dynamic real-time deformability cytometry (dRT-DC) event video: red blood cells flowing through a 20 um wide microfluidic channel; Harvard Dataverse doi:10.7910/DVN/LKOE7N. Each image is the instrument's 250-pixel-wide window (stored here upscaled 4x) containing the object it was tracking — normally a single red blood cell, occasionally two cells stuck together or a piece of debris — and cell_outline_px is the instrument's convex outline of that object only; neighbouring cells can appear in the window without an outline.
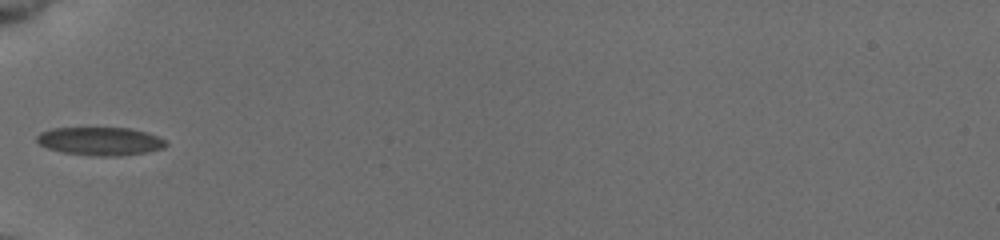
{"species": "common noctule bat (a hibernating species)", "species_latin": "Nyctalus noctula", "temperature_condition": "cold", "stored_images_in_passage": 34, "camera_frame_rate_fps": 3000, "um_per_image_px": 0.085, "animal": {"sex": "female", "body_mass_g": 19.5, "forearm_length_mm": 54.1}, "frame": {"image": 1, "passage_image": 1, "time_ms": 0.0, "image_size_px": [1000, 240], "cell_outline_px": [[168, 144], [164, 148], [144, 152], [120, 156], [96, 156], [64, 152], [48, 148], [40, 144], [36, 140], [36, 136], [40, 132], [52, 128], [128, 128], [144, 132], [156, 136], [164, 140]], "centroid_in_image_um": [8.49, 12.0], "position_along_channel_um": 76.5, "area_um2": 20.98}}
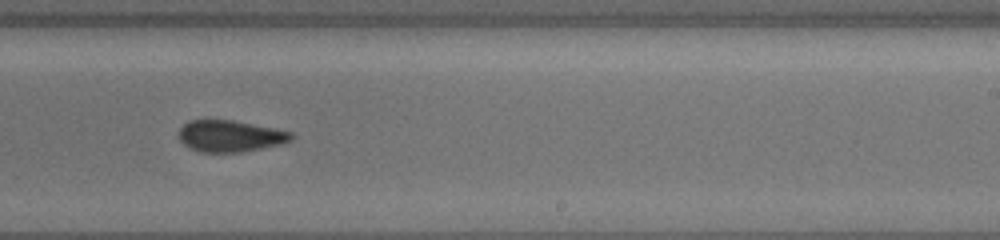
{"frame": {"image": 2, "passage_image": 16, "time_ms": 5.0, "image_size_px": [1000, 240], "cell_outline_px": [[292, 140], [280, 144], [244, 152], [200, 152], [188, 148], [176, 136], [180, 128], [184, 124], [192, 120], [232, 120], [292, 132]], "centroid_in_image_um": [19.51, 11.57], "position_along_channel_um": 269.5, "area_um2": 20.63}}
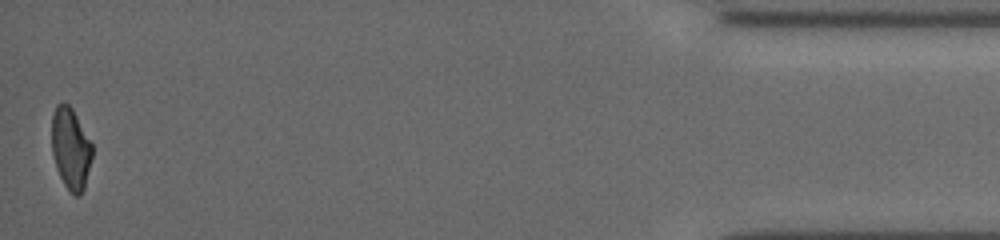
{"frame": {"image": 3, "passage_image": 34, "time_ms": 11.0, "image_size_px": [1000, 240], "cell_outline_px": [[92, 156], [84, 188], [80, 196], [72, 196], [64, 184], [56, 168], [52, 152], [52, 116], [56, 104], [68, 104], [72, 108], [92, 144]], "centroid_in_image_um": [6.0, 12.66], "position_along_channel_um": 429.2, "area_um2": 19.13}, "authors_computed_cell_mechanics": {"area_um2": 20.9236, "velocity_mm_per_s": 3.8796, "shape_relaxation_time_tau1_ms": null, "shape_relaxation_time_tau2_ms": 2.3325, "deformation_change_tau1": null, "deformation_change_tau2": 0.0739}}